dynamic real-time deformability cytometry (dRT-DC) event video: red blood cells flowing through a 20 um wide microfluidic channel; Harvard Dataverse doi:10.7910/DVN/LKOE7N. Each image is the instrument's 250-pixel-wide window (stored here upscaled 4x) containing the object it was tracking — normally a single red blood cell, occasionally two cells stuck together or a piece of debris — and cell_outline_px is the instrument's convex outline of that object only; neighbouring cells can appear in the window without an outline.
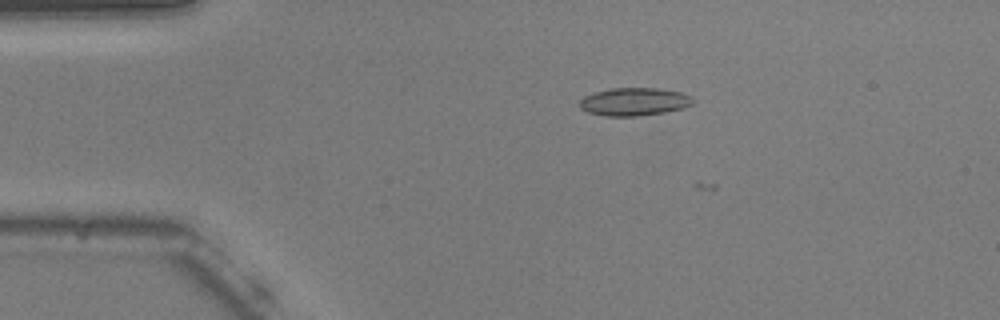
{"species": "common noctule bat (a hibernating species)", "species_latin": "Nyctalus noctula", "temperature_condition": "warm", "stored_images_in_passage": 4, "camera_frame_rate_fps": 3000, "um_per_image_px": 0.085, "animal": {"sex": "male", "body_mass_g": 20.5, "forearm_length_mm": 52.5}, "frame": {"image": 1, "passage_image": 3, "time_ms": 0.667, "image_size_px": [1000, 320], "cell_outline_px": [[692, 104], [684, 108], [664, 112], [636, 116], [604, 116], [588, 112], [580, 108], [580, 100], [584, 96], [596, 92], [612, 88], [656, 88], [680, 92], [692, 96]], "centroid_in_image_um": [53.9, 8.65], "position_along_channel_um": 31.1, "area_um2": 18.32}}